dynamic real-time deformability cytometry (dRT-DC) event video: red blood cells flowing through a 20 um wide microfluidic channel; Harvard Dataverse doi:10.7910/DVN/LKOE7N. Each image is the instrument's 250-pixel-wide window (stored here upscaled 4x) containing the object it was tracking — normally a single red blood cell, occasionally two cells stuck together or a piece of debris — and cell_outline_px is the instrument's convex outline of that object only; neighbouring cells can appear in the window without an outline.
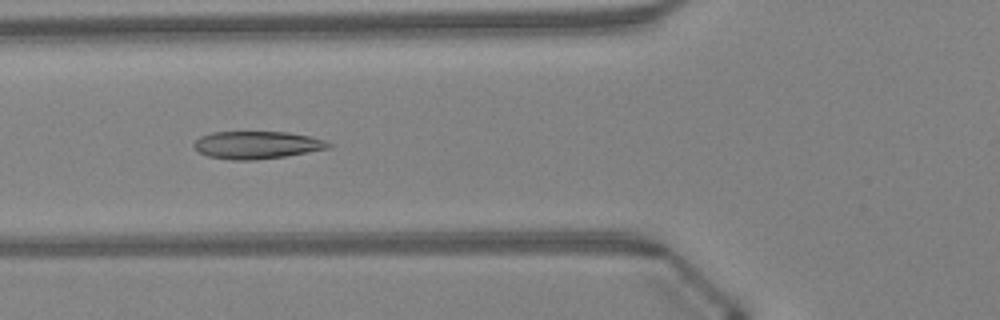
{"species": "Egyptian fruit bat (a non-hibernating species)", "species_latin": "Rousettus aegyptiacus", "temperature_condition": "warm", "stored_images_in_passage": 47, "camera_frame_rate_fps": 3000, "um_per_image_px": 0.085, "animal": {"sex": "female"}, "frame": {"image": 1, "passage_image": 18, "time_ms": 5.667, "image_size_px": [1000, 320], "cell_outline_px": [[332, 148], [284, 156], [256, 160], [232, 160], [208, 156], [200, 152], [192, 144], [200, 136], [212, 132], [288, 132], [312, 136], [324, 140], [332, 144]], "centroid_in_image_um": [21.87, 12.32], "position_along_channel_um": 103.9, "area_um2": 21.68}}
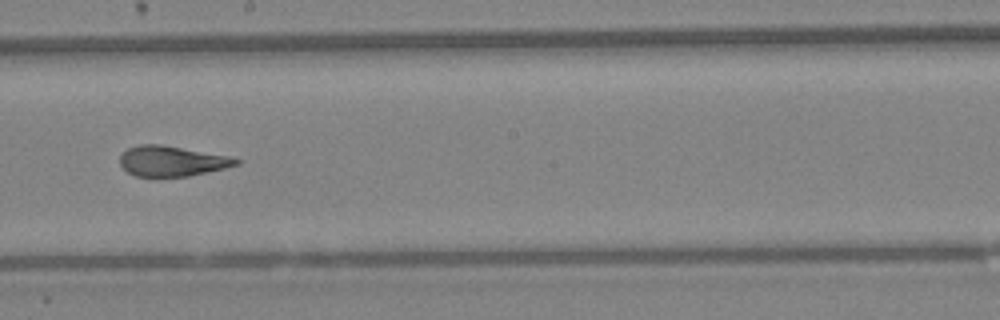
{"frame": {"image": 2, "passage_image": 27, "time_ms": 8.667, "image_size_px": [1000, 320], "cell_outline_px": [[240, 164], [224, 168], [188, 176], [156, 180], [136, 176], [128, 172], [120, 164], [120, 156], [128, 148], [140, 144], [160, 144], [228, 156], [240, 160]], "centroid_in_image_um": [14.56, 13.74], "position_along_channel_um": 233.6, "area_um2": 20.92}}
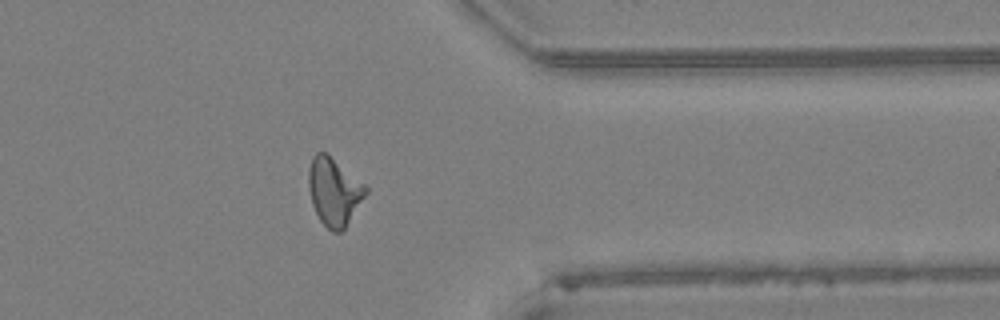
{"frame": {"image": 3, "passage_image": 38, "time_ms": 12.333, "image_size_px": [1000, 320], "cell_outline_px": [[368, 192], [344, 228], [340, 232], [332, 232], [320, 220], [312, 204], [308, 188], [308, 172], [312, 156], [316, 152], [328, 152], [364, 184], [368, 188]], "centroid_in_image_um": [28.38, 16.24], "position_along_channel_um": 383.0, "area_um2": 22.54}, "authors_computed_cell_mechanics": {"area_um2": 21.9062, "velocity_mm_per_s": 4.3419, "shape_relaxation_time_tau1_ms": null, "shape_relaxation_time_tau2_ms": 1.2649, "deformation_change_tau1": null, "deformation_change_tau2": 0.0951}}